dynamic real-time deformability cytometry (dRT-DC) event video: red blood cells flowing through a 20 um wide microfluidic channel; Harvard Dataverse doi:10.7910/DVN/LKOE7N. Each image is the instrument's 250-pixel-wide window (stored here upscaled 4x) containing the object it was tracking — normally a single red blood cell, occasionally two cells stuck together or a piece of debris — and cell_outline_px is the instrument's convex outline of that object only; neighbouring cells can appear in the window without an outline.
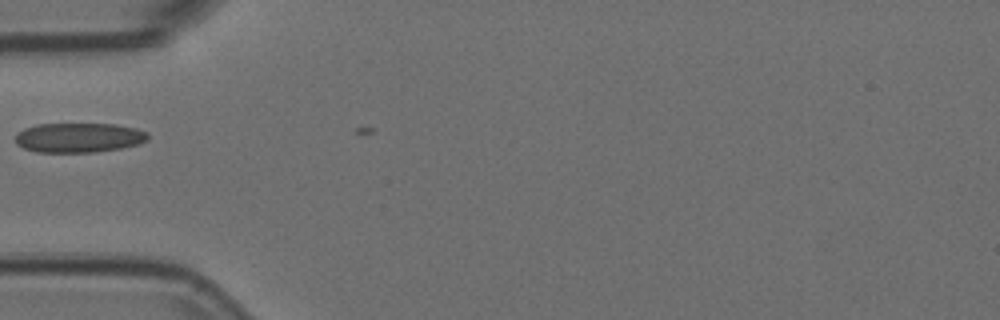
{"species": "Egyptian fruit bat (a non-hibernating species)", "species_latin": "Rousettus aegyptiacus", "temperature_condition": "room temperature", "stored_images_in_passage": 5, "camera_frame_rate_fps": 3000, "um_per_image_px": 0.085, "animal": {"sex": "female"}, "frame": {"image": 1, "passage_image": 4, "time_ms": 1.0, "image_size_px": [1000, 320], "cell_outline_px": [[148, 140], [140, 144], [120, 148], [96, 152], [36, 152], [24, 148], [16, 144], [16, 132], [24, 128], [36, 124], [116, 124], [136, 128], [148, 132]], "centroid_in_image_um": [6.7, 11.69], "position_along_channel_um": 78.3, "area_um2": 23.06}}